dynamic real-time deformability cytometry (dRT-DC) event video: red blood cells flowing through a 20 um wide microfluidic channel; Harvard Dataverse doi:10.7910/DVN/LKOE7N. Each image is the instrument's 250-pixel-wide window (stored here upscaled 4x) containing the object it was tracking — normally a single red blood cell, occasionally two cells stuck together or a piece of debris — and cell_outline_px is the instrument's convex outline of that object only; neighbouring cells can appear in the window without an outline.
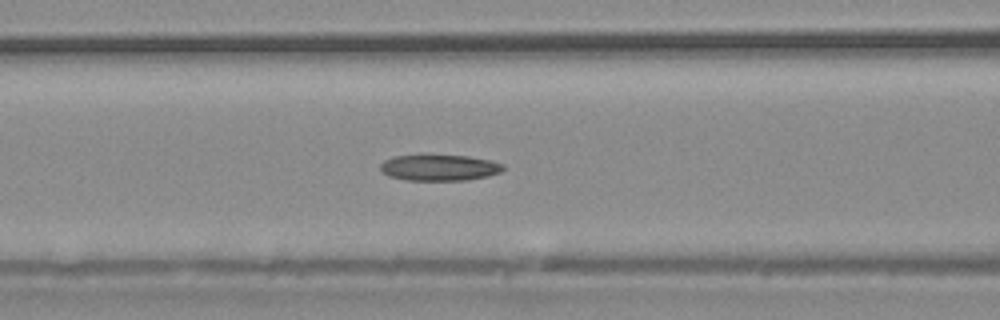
{"species": "common noctule bat (a hibernating species)", "species_latin": "Nyctalus noctula", "temperature_condition": "warm", "stored_images_in_passage": 26, "camera_frame_rate_fps": 3000, "um_per_image_px": 0.085, "animal": {"sex": "male", "body_mass_g": 20.4}, "frame": {"image": 1, "passage_image": 5, "time_ms": 1.333, "image_size_px": [1000, 320], "cell_outline_px": [[504, 168], [500, 172], [488, 176], [468, 180], [408, 180], [388, 176], [380, 168], [380, 164], [384, 160], [396, 156], [424, 152], [468, 156], [492, 160], [504, 164]], "centroid_in_image_um": [37.34, 14.2], "position_along_channel_um": 129.3, "area_um2": 19.48}}
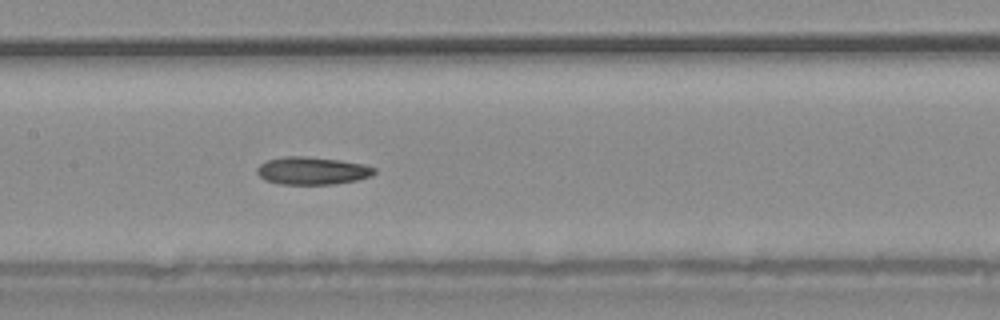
{"frame": {"image": 2, "passage_image": 8, "time_ms": 2.333, "image_size_px": [1000, 320], "cell_outline_px": [[376, 172], [372, 176], [356, 180], [332, 184], [280, 184], [264, 180], [256, 172], [256, 168], [260, 164], [268, 160], [284, 156], [304, 156], [340, 160], [364, 164], [376, 168]], "centroid_in_image_um": [26.54, 14.51], "position_along_channel_um": 180.9, "area_um2": 18.96}}